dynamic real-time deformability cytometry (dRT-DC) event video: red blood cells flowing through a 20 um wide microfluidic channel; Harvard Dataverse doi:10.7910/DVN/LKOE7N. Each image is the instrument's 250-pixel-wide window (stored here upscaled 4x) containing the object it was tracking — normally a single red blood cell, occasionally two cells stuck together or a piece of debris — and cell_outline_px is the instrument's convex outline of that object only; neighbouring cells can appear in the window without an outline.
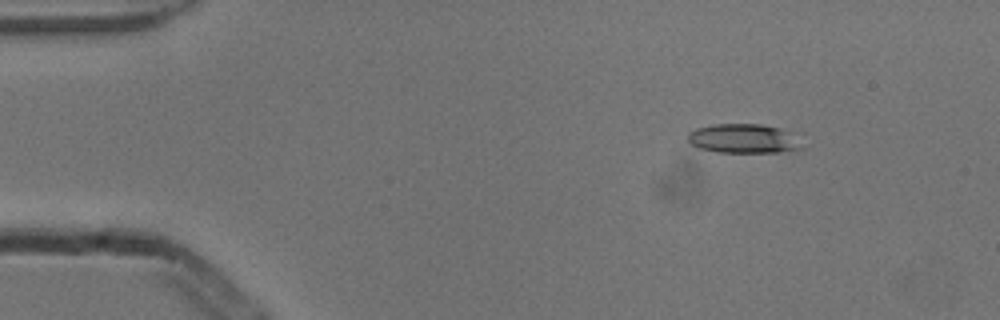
{"species": "common noctule bat (a hibernating species)", "species_latin": "Nyctalus noctula", "temperature_condition": "cold", "stored_images_in_passage": 4, "camera_frame_rate_fps": 3000, "um_per_image_px": 0.085, "animal": {"sex": "male", "body_mass_g": 13.3}, "frame": {"image": 1, "passage_image": 2, "time_ms": 0.333, "image_size_px": [1000, 320], "cell_outline_px": [[804, 148], [780, 152], [716, 152], [700, 148], [692, 144], [688, 140], [688, 132], [696, 128], [712, 124], [760, 124], [780, 128], [792, 132], [796, 136]], "centroid_in_image_um": [63.22, 11.77], "position_along_channel_um": 21.8, "area_um2": 19.54}}